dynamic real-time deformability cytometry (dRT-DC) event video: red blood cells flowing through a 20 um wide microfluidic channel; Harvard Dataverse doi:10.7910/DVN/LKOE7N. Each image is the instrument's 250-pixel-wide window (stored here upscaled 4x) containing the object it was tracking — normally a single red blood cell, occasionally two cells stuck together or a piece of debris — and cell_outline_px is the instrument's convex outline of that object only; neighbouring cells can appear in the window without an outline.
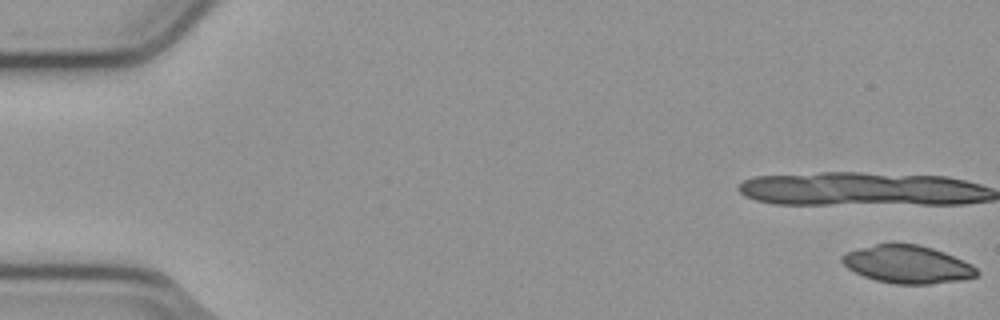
{"species": "common noctule bat (a hibernating species)", "species_latin": "Nyctalus noctula", "temperature_condition": "cold", "stored_images_in_passage": 12, "camera_frame_rate_fps": 3000, "um_per_image_px": 0.085, "animal": {"sex": "male", "body_mass_g": 23.1, "forearm_length_mm": 52.7}, "frame": {"image": 1, "passage_image": 1, "time_ms": 0.0, "image_size_px": [1000, 320], "cell_outline_px": [[980, 272], [976, 276], [960, 280], [932, 284], [896, 284], [876, 280], [864, 276], [848, 268], [840, 260], [840, 256], [848, 252], [860, 248], [876, 244], [916, 244], [932, 248], [944, 252], [972, 264]], "centroid_in_image_um": [77.15, 22.48], "position_along_channel_um": 7.9, "area_um2": 29.42}}